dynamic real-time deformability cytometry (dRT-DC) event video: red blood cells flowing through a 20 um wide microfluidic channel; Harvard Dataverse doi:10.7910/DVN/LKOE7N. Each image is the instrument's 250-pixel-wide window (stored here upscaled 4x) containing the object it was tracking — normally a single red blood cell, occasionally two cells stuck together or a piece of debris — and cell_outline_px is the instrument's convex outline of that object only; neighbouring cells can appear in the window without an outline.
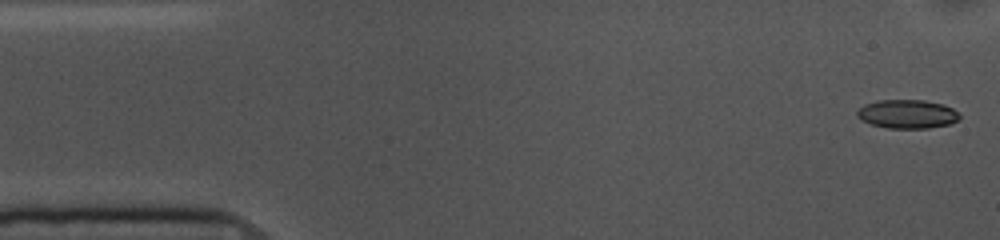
{"species": "common noctule bat (a hibernating species)", "species_latin": "Nyctalus noctula", "temperature_condition": "cold", "stored_images_in_passage": 54, "camera_frame_rate_fps": 3000, "um_per_image_px": 0.085, "animal": {"sex": "female", "body_mass_g": 10.0, "forearm_length_mm": 53.1}, "frame": {"image": 1, "passage_image": 1, "time_ms": 0.0, "image_size_px": [1000, 240], "cell_outline_px": [[960, 116], [952, 124], [928, 128], [888, 128], [872, 124], [856, 116], [856, 112], [864, 104], [876, 100], [924, 100], [944, 104], [952, 108]], "centroid_in_image_um": [77.12, 9.68], "position_along_channel_um": 7.9, "area_um2": 17.11}}
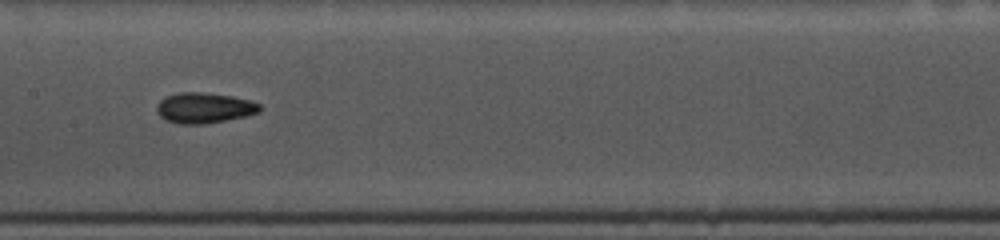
{"frame": {"image": 2, "passage_image": 25, "time_ms": 8.0, "image_size_px": [1000, 240], "cell_outline_px": [[260, 112], [248, 116], [204, 124], [180, 124], [164, 120], [156, 112], [156, 104], [164, 96], [176, 92], [200, 92], [232, 96], [248, 100], [260, 104]], "centroid_in_image_um": [17.31, 9.17], "position_along_channel_um": 190.1, "area_um2": 18.55}}
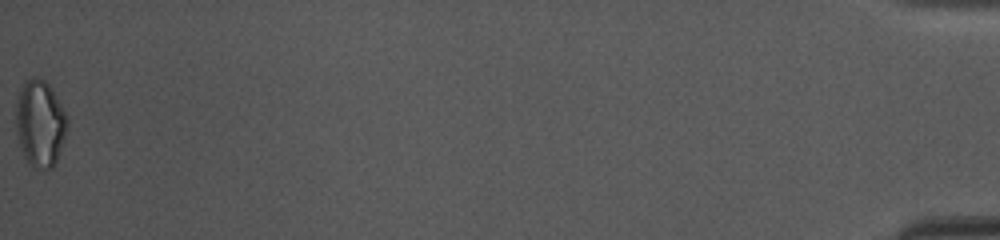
{"frame": {"image": 3, "passage_image": 54, "time_ms": 17.667, "image_size_px": [1000, 240], "cell_outline_px": [[68, 124], [64, 140], [56, 160], [52, 168], [36, 168], [28, 164], [20, 148], [16, 132], [16, 100], [20, 88], [32, 76], [36, 76], [44, 80], [52, 88], [68, 116]], "centroid_in_image_um": [3.4, 10.47], "position_along_channel_um": 431.8, "area_um2": 26.13}, "authors_computed_cell_mechanics": {"area_um2": 17.2533, "velocity_mm_per_s": 3.6152, "shape_relaxation_time_tau1_ms": 9.0759, "shape_relaxation_time_tau2_ms": 4.6101, "deformation_change_tau1": 0.1653, "deformation_change_tau2": 0.1057}}